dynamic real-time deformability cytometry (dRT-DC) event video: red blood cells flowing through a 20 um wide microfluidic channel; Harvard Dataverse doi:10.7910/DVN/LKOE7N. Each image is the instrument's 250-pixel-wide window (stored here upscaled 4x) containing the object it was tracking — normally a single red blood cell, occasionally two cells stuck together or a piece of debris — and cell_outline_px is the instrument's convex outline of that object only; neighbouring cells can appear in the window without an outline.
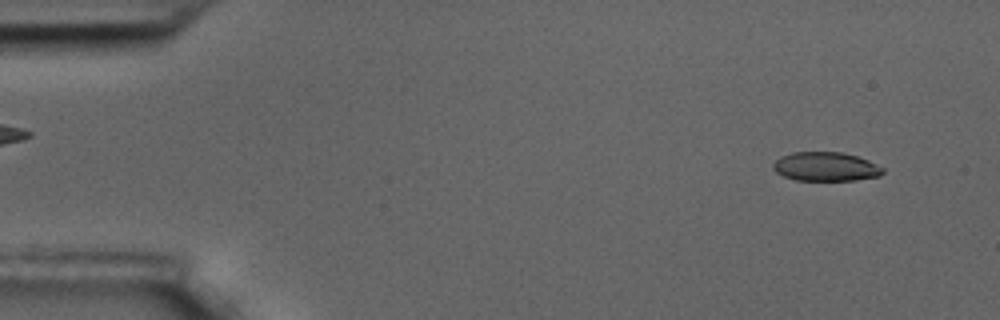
{"species": "common noctule bat (a hibernating species)", "species_latin": "Nyctalus noctula", "temperature_condition": "room temperature", "stored_images_in_passage": 55, "camera_frame_rate_fps": 3000, "um_per_image_px": 0.085, "animal": {"sex": "male", "body_mass_g": 17.5, "forearm_length_mm": 52.3}, "frame": {"image": 1, "passage_image": 1, "time_ms": 0.0, "image_size_px": [1000, 320], "cell_outline_px": [[884, 172], [880, 176], [856, 180], [796, 180], [784, 176], [776, 172], [772, 168], [772, 164], [780, 156], [792, 152], [844, 152], [868, 160], [884, 168]], "centroid_in_image_um": [70.18, 14.16], "position_along_channel_um": 14.8, "area_um2": 18.61}}
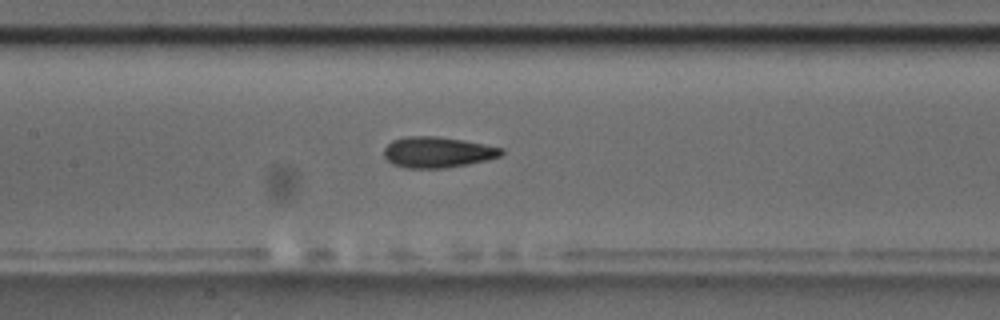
{"frame": {"image": 2, "passage_image": 24, "time_ms": 7.667, "image_size_px": [1000, 320], "cell_outline_px": [[504, 152], [500, 156], [468, 164], [444, 168], [404, 168], [392, 164], [384, 156], [384, 148], [392, 140], [408, 136], [436, 136], [464, 140], [504, 148]], "centroid_in_image_um": [37.17, 12.93], "position_along_channel_um": 170.2, "area_um2": 21.1}}
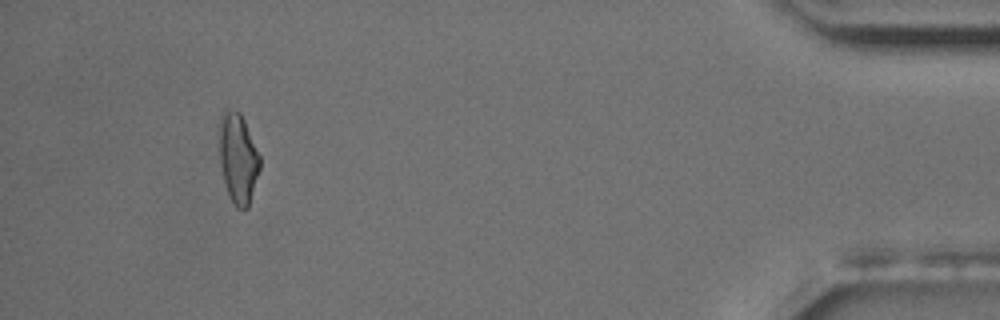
{"frame": {"image": 3, "passage_image": 51, "time_ms": 16.667, "image_size_px": [1000, 320], "cell_outline_px": [[260, 168], [248, 208], [236, 208], [228, 192], [224, 180], [220, 164], [216, 132], [220, 116], [224, 108], [240, 112], [244, 120], [260, 156]], "centroid_in_image_um": [20.19, 13.38], "position_along_channel_um": 415.0, "area_um2": 21.68}, "authors_computed_cell_mechanics": {"area_um2": 20.519, "velocity_mm_per_s": 3.4521, "shape_relaxation_time_tau1_ms": 5.7335, "shape_relaxation_time_tau2_ms": 2.3264, "deformation_change_tau1": 0.1459, "deformation_change_tau2": 0.0916}}